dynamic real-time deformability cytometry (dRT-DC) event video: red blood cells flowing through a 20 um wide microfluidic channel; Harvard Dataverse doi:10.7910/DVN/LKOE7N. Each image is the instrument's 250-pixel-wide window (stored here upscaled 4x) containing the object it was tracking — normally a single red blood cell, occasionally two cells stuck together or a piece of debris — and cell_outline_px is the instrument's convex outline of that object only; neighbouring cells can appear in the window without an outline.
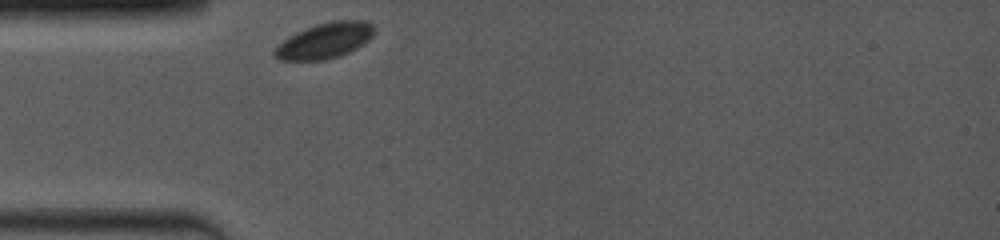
{"species": "common noctule bat (a hibernating species)", "species_latin": "Nyctalus noctula", "temperature_condition": "room temperature", "stored_images_in_passage": 40, "camera_frame_rate_fps": 4000, "um_per_image_px": 0.085, "animal": {"sex": "female", "body_mass_g": 19.0, "forearm_length_mm": 53.3}, "frame": {"image": 1, "passage_image": 1, "time_ms": 0.0, "image_size_px": [1000, 240], "cell_outline_px": [[372, 36], [364, 44], [340, 56], [324, 60], [280, 60], [272, 56], [272, 52], [288, 36], [296, 32], [316, 24], [332, 20], [360, 20], [372, 24]], "centroid_in_image_um": [27.57, 3.46], "position_along_channel_um": 57.4, "area_um2": 20.52}}
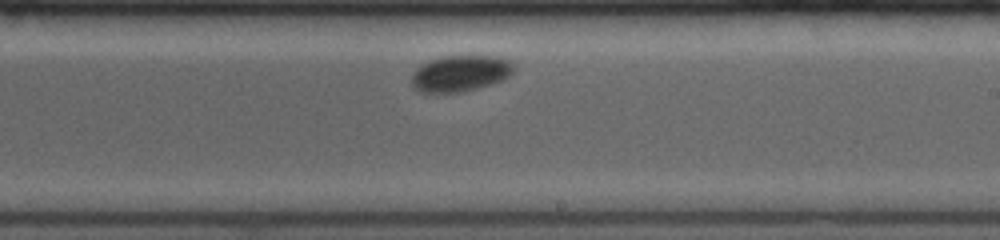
{"frame": {"image": 2, "passage_image": 23, "time_ms": 5.5, "image_size_px": [1000, 240], "cell_outline_px": [[516, 68], [504, 80], [464, 92], [420, 92], [412, 88], [412, 72], [416, 68], [432, 60], [444, 56], [496, 56], [508, 60]], "centroid_in_image_um": [39.13, 6.25], "position_along_channel_um": 249.9, "area_um2": 21.5}}
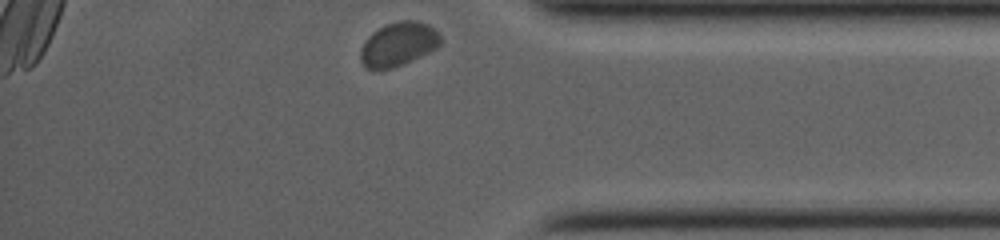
{"frame": {"image": 3, "passage_image": 40, "time_ms": 9.75, "image_size_px": [1000, 240], "cell_outline_px": [[440, 44], [436, 48], [420, 56], [392, 68], [364, 68], [360, 60], [360, 48], [364, 40], [372, 32], [388, 24], [400, 20], [416, 20], [428, 24], [436, 28], [440, 32]], "centroid_in_image_um": [33.86, 3.73], "position_along_channel_um": 401.3, "area_um2": 20.4}}